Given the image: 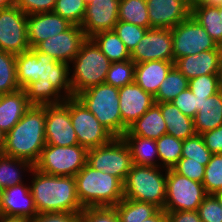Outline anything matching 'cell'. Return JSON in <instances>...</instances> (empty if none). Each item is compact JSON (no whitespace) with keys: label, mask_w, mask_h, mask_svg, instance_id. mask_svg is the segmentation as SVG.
<instances>
[{"label":"cell","mask_w":222,"mask_h":222,"mask_svg":"<svg viewBox=\"0 0 222 222\" xmlns=\"http://www.w3.org/2000/svg\"><path fill=\"white\" fill-rule=\"evenodd\" d=\"M69 64L35 48L16 55V73L20 89H24L32 105L61 104L73 97Z\"/></svg>","instance_id":"6da1fadb"},{"label":"cell","mask_w":222,"mask_h":222,"mask_svg":"<svg viewBox=\"0 0 222 222\" xmlns=\"http://www.w3.org/2000/svg\"><path fill=\"white\" fill-rule=\"evenodd\" d=\"M45 145V105H32L6 134L3 155L35 165Z\"/></svg>","instance_id":"7a4b0ae2"},{"label":"cell","mask_w":222,"mask_h":222,"mask_svg":"<svg viewBox=\"0 0 222 222\" xmlns=\"http://www.w3.org/2000/svg\"><path fill=\"white\" fill-rule=\"evenodd\" d=\"M31 173L30 190L38 213L81 212L75 177L48 175L35 168Z\"/></svg>","instance_id":"3957f363"},{"label":"cell","mask_w":222,"mask_h":222,"mask_svg":"<svg viewBox=\"0 0 222 222\" xmlns=\"http://www.w3.org/2000/svg\"><path fill=\"white\" fill-rule=\"evenodd\" d=\"M76 193L85 207H114L124 198V184L114 176L86 164L75 176Z\"/></svg>","instance_id":"277c9868"},{"label":"cell","mask_w":222,"mask_h":222,"mask_svg":"<svg viewBox=\"0 0 222 222\" xmlns=\"http://www.w3.org/2000/svg\"><path fill=\"white\" fill-rule=\"evenodd\" d=\"M111 63L96 43L87 38L71 61L72 67H69L73 96L92 86L103 84Z\"/></svg>","instance_id":"5b68a950"},{"label":"cell","mask_w":222,"mask_h":222,"mask_svg":"<svg viewBox=\"0 0 222 222\" xmlns=\"http://www.w3.org/2000/svg\"><path fill=\"white\" fill-rule=\"evenodd\" d=\"M166 179L165 168L133 164L123 183L124 198L147 202L164 210Z\"/></svg>","instance_id":"8992f818"},{"label":"cell","mask_w":222,"mask_h":222,"mask_svg":"<svg viewBox=\"0 0 222 222\" xmlns=\"http://www.w3.org/2000/svg\"><path fill=\"white\" fill-rule=\"evenodd\" d=\"M76 97L114 137H122L119 88L103 83L80 92Z\"/></svg>","instance_id":"52a82bcc"},{"label":"cell","mask_w":222,"mask_h":222,"mask_svg":"<svg viewBox=\"0 0 222 222\" xmlns=\"http://www.w3.org/2000/svg\"><path fill=\"white\" fill-rule=\"evenodd\" d=\"M88 150L73 146L45 145L34 168L53 176L74 177L87 164Z\"/></svg>","instance_id":"ba28073f"},{"label":"cell","mask_w":222,"mask_h":222,"mask_svg":"<svg viewBox=\"0 0 222 222\" xmlns=\"http://www.w3.org/2000/svg\"><path fill=\"white\" fill-rule=\"evenodd\" d=\"M87 164L119 178L123 183L133 166L131 152L122 137H114L109 143L89 149Z\"/></svg>","instance_id":"9c48e42d"},{"label":"cell","mask_w":222,"mask_h":222,"mask_svg":"<svg viewBox=\"0 0 222 222\" xmlns=\"http://www.w3.org/2000/svg\"><path fill=\"white\" fill-rule=\"evenodd\" d=\"M207 195L202 183L167 169L165 211H197Z\"/></svg>","instance_id":"30bf717a"},{"label":"cell","mask_w":222,"mask_h":222,"mask_svg":"<svg viewBox=\"0 0 222 222\" xmlns=\"http://www.w3.org/2000/svg\"><path fill=\"white\" fill-rule=\"evenodd\" d=\"M70 119L78 144L87 150L109 143L114 136L76 97H70Z\"/></svg>","instance_id":"8fae6325"},{"label":"cell","mask_w":222,"mask_h":222,"mask_svg":"<svg viewBox=\"0 0 222 222\" xmlns=\"http://www.w3.org/2000/svg\"><path fill=\"white\" fill-rule=\"evenodd\" d=\"M174 61L202 51L220 49L192 15L171 29Z\"/></svg>","instance_id":"7c38bea8"},{"label":"cell","mask_w":222,"mask_h":222,"mask_svg":"<svg viewBox=\"0 0 222 222\" xmlns=\"http://www.w3.org/2000/svg\"><path fill=\"white\" fill-rule=\"evenodd\" d=\"M27 16L16 5L0 8V50L14 55L30 49Z\"/></svg>","instance_id":"4fadbf2b"},{"label":"cell","mask_w":222,"mask_h":222,"mask_svg":"<svg viewBox=\"0 0 222 222\" xmlns=\"http://www.w3.org/2000/svg\"><path fill=\"white\" fill-rule=\"evenodd\" d=\"M45 139L47 145L78 144L70 119V98L65 99L61 104L45 105Z\"/></svg>","instance_id":"5bb4252c"},{"label":"cell","mask_w":222,"mask_h":222,"mask_svg":"<svg viewBox=\"0 0 222 222\" xmlns=\"http://www.w3.org/2000/svg\"><path fill=\"white\" fill-rule=\"evenodd\" d=\"M172 43L171 29L150 28L131 52V60L135 64L152 60L174 62Z\"/></svg>","instance_id":"9a60e30c"},{"label":"cell","mask_w":222,"mask_h":222,"mask_svg":"<svg viewBox=\"0 0 222 222\" xmlns=\"http://www.w3.org/2000/svg\"><path fill=\"white\" fill-rule=\"evenodd\" d=\"M86 40L82 27L72 24L66 31L40 42L35 49L52 56L58 62L70 65Z\"/></svg>","instance_id":"2e32d148"},{"label":"cell","mask_w":222,"mask_h":222,"mask_svg":"<svg viewBox=\"0 0 222 222\" xmlns=\"http://www.w3.org/2000/svg\"><path fill=\"white\" fill-rule=\"evenodd\" d=\"M154 104V96L145 92L135 82L120 87L119 108L122 117V135Z\"/></svg>","instance_id":"e0dca14e"},{"label":"cell","mask_w":222,"mask_h":222,"mask_svg":"<svg viewBox=\"0 0 222 222\" xmlns=\"http://www.w3.org/2000/svg\"><path fill=\"white\" fill-rule=\"evenodd\" d=\"M120 0H94L86 5L81 24L87 38L102 31H112L118 22Z\"/></svg>","instance_id":"ac0fdd59"},{"label":"cell","mask_w":222,"mask_h":222,"mask_svg":"<svg viewBox=\"0 0 222 222\" xmlns=\"http://www.w3.org/2000/svg\"><path fill=\"white\" fill-rule=\"evenodd\" d=\"M151 28L172 29L191 15L188 0H146Z\"/></svg>","instance_id":"d6986e66"},{"label":"cell","mask_w":222,"mask_h":222,"mask_svg":"<svg viewBox=\"0 0 222 222\" xmlns=\"http://www.w3.org/2000/svg\"><path fill=\"white\" fill-rule=\"evenodd\" d=\"M38 214L30 185L21 183L2 189L0 194V215L32 219Z\"/></svg>","instance_id":"ffe728a7"},{"label":"cell","mask_w":222,"mask_h":222,"mask_svg":"<svg viewBox=\"0 0 222 222\" xmlns=\"http://www.w3.org/2000/svg\"><path fill=\"white\" fill-rule=\"evenodd\" d=\"M72 24L54 12L36 13L27 16V33L30 48L40 42L66 31Z\"/></svg>","instance_id":"44dd1931"},{"label":"cell","mask_w":222,"mask_h":222,"mask_svg":"<svg viewBox=\"0 0 222 222\" xmlns=\"http://www.w3.org/2000/svg\"><path fill=\"white\" fill-rule=\"evenodd\" d=\"M174 66L188 80L200 75L218 74L219 49L202 51L200 54L181 57L174 61Z\"/></svg>","instance_id":"7402d4cb"},{"label":"cell","mask_w":222,"mask_h":222,"mask_svg":"<svg viewBox=\"0 0 222 222\" xmlns=\"http://www.w3.org/2000/svg\"><path fill=\"white\" fill-rule=\"evenodd\" d=\"M32 104L28 101L24 89L0 95V129L7 134L29 110Z\"/></svg>","instance_id":"603a6c76"},{"label":"cell","mask_w":222,"mask_h":222,"mask_svg":"<svg viewBox=\"0 0 222 222\" xmlns=\"http://www.w3.org/2000/svg\"><path fill=\"white\" fill-rule=\"evenodd\" d=\"M174 66L172 61L152 60L135 64L134 82L155 96L159 86Z\"/></svg>","instance_id":"cb8c5ba5"},{"label":"cell","mask_w":222,"mask_h":222,"mask_svg":"<svg viewBox=\"0 0 222 222\" xmlns=\"http://www.w3.org/2000/svg\"><path fill=\"white\" fill-rule=\"evenodd\" d=\"M167 133L160 107L155 103L139 119L132 123L122 136H139L159 139Z\"/></svg>","instance_id":"d4e9b609"},{"label":"cell","mask_w":222,"mask_h":222,"mask_svg":"<svg viewBox=\"0 0 222 222\" xmlns=\"http://www.w3.org/2000/svg\"><path fill=\"white\" fill-rule=\"evenodd\" d=\"M156 104L160 107L161 114L165 120L167 134L181 140H186L197 134L194 119L184 115L178 107L171 102Z\"/></svg>","instance_id":"484cf974"},{"label":"cell","mask_w":222,"mask_h":222,"mask_svg":"<svg viewBox=\"0 0 222 222\" xmlns=\"http://www.w3.org/2000/svg\"><path fill=\"white\" fill-rule=\"evenodd\" d=\"M193 119L195 132L199 135L222 125V89L205 99Z\"/></svg>","instance_id":"4316f807"},{"label":"cell","mask_w":222,"mask_h":222,"mask_svg":"<svg viewBox=\"0 0 222 222\" xmlns=\"http://www.w3.org/2000/svg\"><path fill=\"white\" fill-rule=\"evenodd\" d=\"M129 147L135 165L159 167V156L155 139L139 136H122Z\"/></svg>","instance_id":"83f0119b"},{"label":"cell","mask_w":222,"mask_h":222,"mask_svg":"<svg viewBox=\"0 0 222 222\" xmlns=\"http://www.w3.org/2000/svg\"><path fill=\"white\" fill-rule=\"evenodd\" d=\"M191 15L206 30L218 46H222V21L218 7L206 4L191 6Z\"/></svg>","instance_id":"f1b7e54d"},{"label":"cell","mask_w":222,"mask_h":222,"mask_svg":"<svg viewBox=\"0 0 222 222\" xmlns=\"http://www.w3.org/2000/svg\"><path fill=\"white\" fill-rule=\"evenodd\" d=\"M34 165L29 161L0 155V187L6 189L25 182L22 173H31ZM26 171V172H25Z\"/></svg>","instance_id":"f546056e"},{"label":"cell","mask_w":222,"mask_h":222,"mask_svg":"<svg viewBox=\"0 0 222 222\" xmlns=\"http://www.w3.org/2000/svg\"><path fill=\"white\" fill-rule=\"evenodd\" d=\"M91 39L111 62H123L131 59V53L114 30L99 32Z\"/></svg>","instance_id":"4dcf8cb0"},{"label":"cell","mask_w":222,"mask_h":222,"mask_svg":"<svg viewBox=\"0 0 222 222\" xmlns=\"http://www.w3.org/2000/svg\"><path fill=\"white\" fill-rule=\"evenodd\" d=\"M120 222H142L152 217L159 208L147 202H140L123 198L114 206Z\"/></svg>","instance_id":"1f68e13d"},{"label":"cell","mask_w":222,"mask_h":222,"mask_svg":"<svg viewBox=\"0 0 222 222\" xmlns=\"http://www.w3.org/2000/svg\"><path fill=\"white\" fill-rule=\"evenodd\" d=\"M189 80L173 66L154 96L155 103L171 102L188 88Z\"/></svg>","instance_id":"d6a6232c"},{"label":"cell","mask_w":222,"mask_h":222,"mask_svg":"<svg viewBox=\"0 0 222 222\" xmlns=\"http://www.w3.org/2000/svg\"><path fill=\"white\" fill-rule=\"evenodd\" d=\"M118 20L150 29L146 0H120Z\"/></svg>","instance_id":"836d02e7"},{"label":"cell","mask_w":222,"mask_h":222,"mask_svg":"<svg viewBox=\"0 0 222 222\" xmlns=\"http://www.w3.org/2000/svg\"><path fill=\"white\" fill-rule=\"evenodd\" d=\"M156 143L159 167L172 169L181 159L183 140L166 133L156 139Z\"/></svg>","instance_id":"e575fe53"},{"label":"cell","mask_w":222,"mask_h":222,"mask_svg":"<svg viewBox=\"0 0 222 222\" xmlns=\"http://www.w3.org/2000/svg\"><path fill=\"white\" fill-rule=\"evenodd\" d=\"M18 89L16 55L0 50V95Z\"/></svg>","instance_id":"d590c367"},{"label":"cell","mask_w":222,"mask_h":222,"mask_svg":"<svg viewBox=\"0 0 222 222\" xmlns=\"http://www.w3.org/2000/svg\"><path fill=\"white\" fill-rule=\"evenodd\" d=\"M134 75L135 62L131 59L123 62H112L104 83L120 88L133 83Z\"/></svg>","instance_id":"8d00e7d4"},{"label":"cell","mask_w":222,"mask_h":222,"mask_svg":"<svg viewBox=\"0 0 222 222\" xmlns=\"http://www.w3.org/2000/svg\"><path fill=\"white\" fill-rule=\"evenodd\" d=\"M202 184L207 194L222 190V153L212 154L205 167Z\"/></svg>","instance_id":"74e56055"},{"label":"cell","mask_w":222,"mask_h":222,"mask_svg":"<svg viewBox=\"0 0 222 222\" xmlns=\"http://www.w3.org/2000/svg\"><path fill=\"white\" fill-rule=\"evenodd\" d=\"M86 10L83 0H56L54 13L67 19L71 24L81 26Z\"/></svg>","instance_id":"f35d334b"},{"label":"cell","mask_w":222,"mask_h":222,"mask_svg":"<svg viewBox=\"0 0 222 222\" xmlns=\"http://www.w3.org/2000/svg\"><path fill=\"white\" fill-rule=\"evenodd\" d=\"M188 87L197 97H209L222 89L218 74L200 75L193 78L189 80Z\"/></svg>","instance_id":"ab89813d"},{"label":"cell","mask_w":222,"mask_h":222,"mask_svg":"<svg viewBox=\"0 0 222 222\" xmlns=\"http://www.w3.org/2000/svg\"><path fill=\"white\" fill-rule=\"evenodd\" d=\"M147 30L148 28H143L135 24L120 20H118L114 28V31L122 40L130 53L143 38Z\"/></svg>","instance_id":"60d3db41"},{"label":"cell","mask_w":222,"mask_h":222,"mask_svg":"<svg viewBox=\"0 0 222 222\" xmlns=\"http://www.w3.org/2000/svg\"><path fill=\"white\" fill-rule=\"evenodd\" d=\"M212 153L205 146L201 135L196 134L183 140L181 158H190L195 161H210Z\"/></svg>","instance_id":"b9f144b4"},{"label":"cell","mask_w":222,"mask_h":222,"mask_svg":"<svg viewBox=\"0 0 222 222\" xmlns=\"http://www.w3.org/2000/svg\"><path fill=\"white\" fill-rule=\"evenodd\" d=\"M208 162L209 161H195L190 158H181L172 169L181 176L202 183L205 167Z\"/></svg>","instance_id":"7bdbcfd3"},{"label":"cell","mask_w":222,"mask_h":222,"mask_svg":"<svg viewBox=\"0 0 222 222\" xmlns=\"http://www.w3.org/2000/svg\"><path fill=\"white\" fill-rule=\"evenodd\" d=\"M207 98L208 97L195 96L188 87L178 96H176V98L173 99L171 103L178 107L184 115L194 118L197 111L201 110L202 103Z\"/></svg>","instance_id":"ee69618b"},{"label":"cell","mask_w":222,"mask_h":222,"mask_svg":"<svg viewBox=\"0 0 222 222\" xmlns=\"http://www.w3.org/2000/svg\"><path fill=\"white\" fill-rule=\"evenodd\" d=\"M79 222H120V219L114 207H85Z\"/></svg>","instance_id":"f6af8a7d"},{"label":"cell","mask_w":222,"mask_h":222,"mask_svg":"<svg viewBox=\"0 0 222 222\" xmlns=\"http://www.w3.org/2000/svg\"><path fill=\"white\" fill-rule=\"evenodd\" d=\"M202 222H222V207L213 194H208L197 210Z\"/></svg>","instance_id":"bcb514c9"},{"label":"cell","mask_w":222,"mask_h":222,"mask_svg":"<svg viewBox=\"0 0 222 222\" xmlns=\"http://www.w3.org/2000/svg\"><path fill=\"white\" fill-rule=\"evenodd\" d=\"M56 0H15V5L26 15L53 12Z\"/></svg>","instance_id":"7dc6e473"},{"label":"cell","mask_w":222,"mask_h":222,"mask_svg":"<svg viewBox=\"0 0 222 222\" xmlns=\"http://www.w3.org/2000/svg\"><path fill=\"white\" fill-rule=\"evenodd\" d=\"M80 212H44L38 213L29 222H79Z\"/></svg>","instance_id":"c3c4849f"},{"label":"cell","mask_w":222,"mask_h":222,"mask_svg":"<svg viewBox=\"0 0 222 222\" xmlns=\"http://www.w3.org/2000/svg\"><path fill=\"white\" fill-rule=\"evenodd\" d=\"M205 146L212 154L222 153V125L201 134Z\"/></svg>","instance_id":"681fc988"},{"label":"cell","mask_w":222,"mask_h":222,"mask_svg":"<svg viewBox=\"0 0 222 222\" xmlns=\"http://www.w3.org/2000/svg\"><path fill=\"white\" fill-rule=\"evenodd\" d=\"M167 222H202L197 211H166Z\"/></svg>","instance_id":"f907efd6"},{"label":"cell","mask_w":222,"mask_h":222,"mask_svg":"<svg viewBox=\"0 0 222 222\" xmlns=\"http://www.w3.org/2000/svg\"><path fill=\"white\" fill-rule=\"evenodd\" d=\"M142 222H167L165 210H158L152 217L143 220Z\"/></svg>","instance_id":"816d5d0a"},{"label":"cell","mask_w":222,"mask_h":222,"mask_svg":"<svg viewBox=\"0 0 222 222\" xmlns=\"http://www.w3.org/2000/svg\"><path fill=\"white\" fill-rule=\"evenodd\" d=\"M190 6H193L195 4H206L209 6H219L222 5V0H188Z\"/></svg>","instance_id":"f5cc1de1"},{"label":"cell","mask_w":222,"mask_h":222,"mask_svg":"<svg viewBox=\"0 0 222 222\" xmlns=\"http://www.w3.org/2000/svg\"><path fill=\"white\" fill-rule=\"evenodd\" d=\"M0 222H29L28 219L0 215Z\"/></svg>","instance_id":"db71d44e"},{"label":"cell","mask_w":222,"mask_h":222,"mask_svg":"<svg viewBox=\"0 0 222 222\" xmlns=\"http://www.w3.org/2000/svg\"><path fill=\"white\" fill-rule=\"evenodd\" d=\"M5 137H6V134L0 129V155H3V152H4Z\"/></svg>","instance_id":"11a10c76"},{"label":"cell","mask_w":222,"mask_h":222,"mask_svg":"<svg viewBox=\"0 0 222 222\" xmlns=\"http://www.w3.org/2000/svg\"><path fill=\"white\" fill-rule=\"evenodd\" d=\"M15 5V0H0V8H8Z\"/></svg>","instance_id":"9f6ffc18"},{"label":"cell","mask_w":222,"mask_h":222,"mask_svg":"<svg viewBox=\"0 0 222 222\" xmlns=\"http://www.w3.org/2000/svg\"><path fill=\"white\" fill-rule=\"evenodd\" d=\"M218 76L222 82V46L219 49V69H218Z\"/></svg>","instance_id":"6f0895ef"},{"label":"cell","mask_w":222,"mask_h":222,"mask_svg":"<svg viewBox=\"0 0 222 222\" xmlns=\"http://www.w3.org/2000/svg\"><path fill=\"white\" fill-rule=\"evenodd\" d=\"M213 195L216 197V199L218 200L219 204L222 207V190L214 193Z\"/></svg>","instance_id":"680465c9"},{"label":"cell","mask_w":222,"mask_h":222,"mask_svg":"<svg viewBox=\"0 0 222 222\" xmlns=\"http://www.w3.org/2000/svg\"><path fill=\"white\" fill-rule=\"evenodd\" d=\"M222 21V5L217 6Z\"/></svg>","instance_id":"91938a15"},{"label":"cell","mask_w":222,"mask_h":222,"mask_svg":"<svg viewBox=\"0 0 222 222\" xmlns=\"http://www.w3.org/2000/svg\"><path fill=\"white\" fill-rule=\"evenodd\" d=\"M84 1V3L86 4V5H88V4H90V2H92V1H94V0H83Z\"/></svg>","instance_id":"94428289"}]
</instances>
